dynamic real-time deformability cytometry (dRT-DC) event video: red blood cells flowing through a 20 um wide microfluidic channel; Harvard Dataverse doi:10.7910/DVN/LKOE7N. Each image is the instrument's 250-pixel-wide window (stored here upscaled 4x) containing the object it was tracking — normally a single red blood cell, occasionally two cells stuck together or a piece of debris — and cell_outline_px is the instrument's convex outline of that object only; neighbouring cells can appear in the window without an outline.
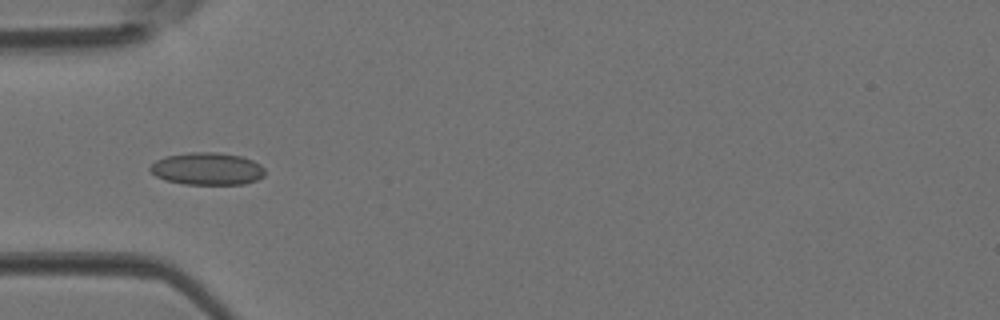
{"species": "Egyptian fruit bat (a non-hibernating species)", "species_latin": "Rousettus aegyptiacus", "temperature_condition": "room temperature", "stored_images_in_passage": 45, "camera_frame_rate_fps": 3000, "um_per_image_px": 0.085, "animal": {"sex": "female"}, "frame": {"image": 1, "passage_image": 15, "time_ms": 4.667, "image_size_px": [1000, 320], "cell_outline_px": [[264, 176], [256, 180], [244, 184], [184, 184], [164, 180], [156, 176], [148, 168], [156, 160], [164, 156], [188, 152], [216, 152], [240, 156], [252, 160], [260, 164], [264, 168]], "centroid_in_image_um": [17.59, 14.34], "position_along_channel_um": 67.4, "area_um2": 21.73}}
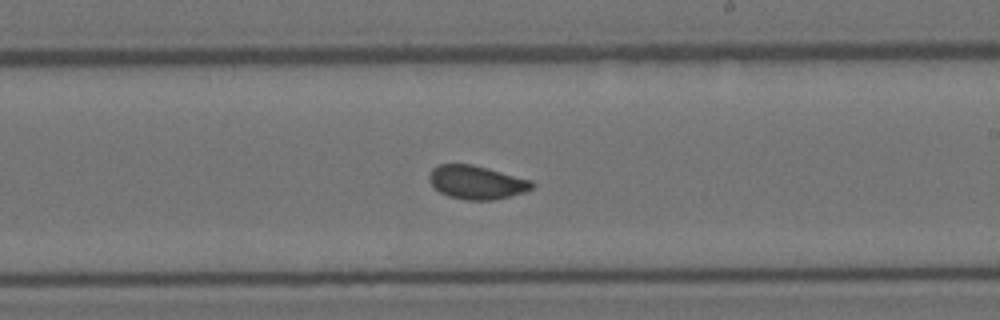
{"frame": {"image": 2, "passage_image": 27, "time_ms": 8.667, "image_size_px": [1000, 320], "cell_outline_px": [[536, 184], [532, 188], [524, 192], [492, 200], [468, 200], [448, 196], [440, 192], [428, 180], [428, 176], [432, 168], [440, 164], [472, 164], [488, 168], [532, 180]], "centroid_in_image_um": [40.51, 15.49], "position_along_channel_um": 248.5, "area_um2": 20.06}}
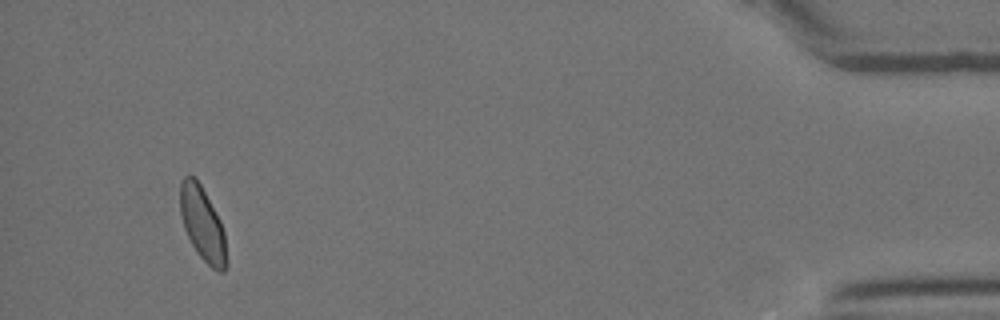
{"frame": {"image": 3, "passage_image": 43, "time_ms": 14.0, "image_size_px": [1000, 320], "cell_outline_px": [[228, 264], [224, 272], [220, 272], [212, 268], [196, 252], [184, 228], [180, 212], [180, 180], [188, 172], [196, 176], [220, 220], [224, 232], [228, 260]], "centroid_in_image_um": [17.21, 19.01], "position_along_channel_um": 418.0, "area_um2": 20.23}}